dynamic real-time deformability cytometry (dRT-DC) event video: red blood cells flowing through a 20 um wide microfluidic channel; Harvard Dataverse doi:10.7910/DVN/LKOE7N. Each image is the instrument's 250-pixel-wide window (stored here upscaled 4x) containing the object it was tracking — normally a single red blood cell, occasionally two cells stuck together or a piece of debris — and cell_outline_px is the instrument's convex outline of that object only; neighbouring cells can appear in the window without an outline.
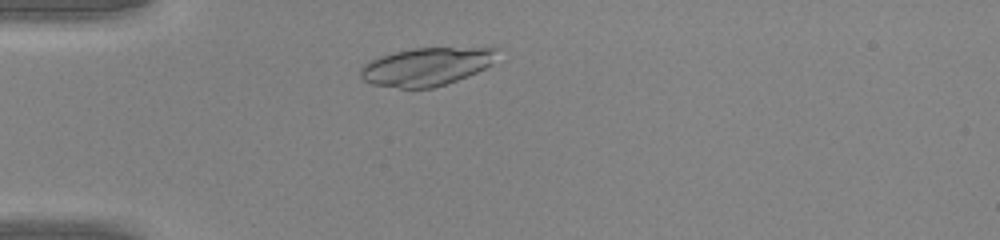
{"species": "common noctule bat (a hibernating species)", "species_latin": "Nyctalus noctula", "temperature_condition": "warm", "stored_images_in_passage": 32, "camera_frame_rate_fps": 3000, "um_per_image_px": 0.085, "animal": {"sex": "male", "body_mass_g": 20.0, "forearm_length_mm": 53.3}, "frame": {"image": 1, "passage_image": 5, "time_ms": 1.333, "image_size_px": [1000, 240], "cell_outline_px": [[500, 48], [492, 64], [468, 76], [432, 88], [400, 88], [372, 84], [364, 80], [360, 76], [360, 68], [368, 60], [380, 56], [396, 52], [416, 48], [492, 44]], "centroid_in_image_um": [36.37, 5.6], "position_along_channel_um": 48.6, "area_um2": 31.33}}
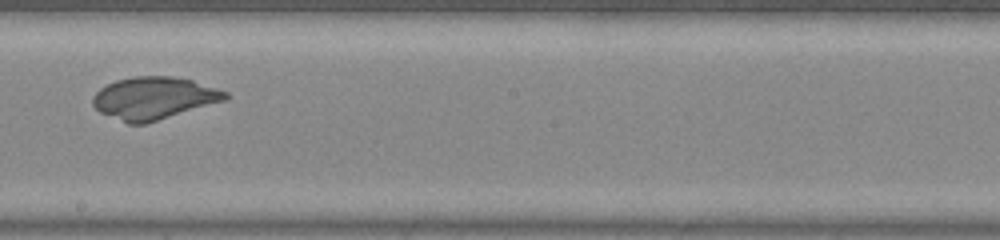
{"frame": {"image": 2, "passage_image": 19, "time_ms": 6.0, "image_size_px": [1000, 240], "cell_outline_px": [[232, 96], [224, 100], [144, 124], [128, 124], [100, 112], [92, 104], [92, 96], [100, 88], [116, 80], [136, 76], [172, 76], [192, 80], [228, 92]], "centroid_in_image_um": [13.06, 8.33], "position_along_channel_um": 235.1, "area_um2": 32.43}}
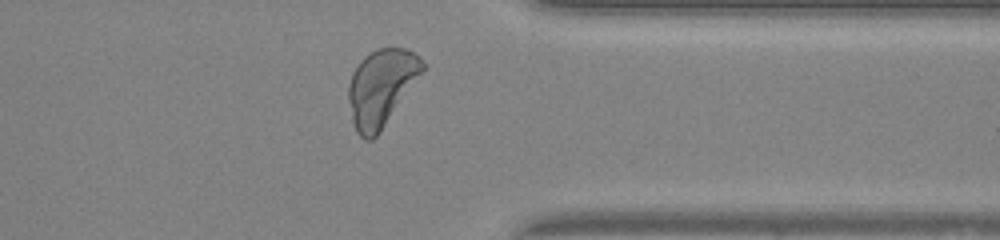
{"frame": {"image": 3, "passage_image": 29, "time_ms": 9.333, "image_size_px": [1000, 240], "cell_outline_px": [[424, 68], [380, 132], [372, 140], [364, 140], [356, 132], [352, 120], [348, 100], [348, 84], [352, 72], [360, 60], [364, 56], [376, 48], [404, 48], [420, 56], [424, 64]], "centroid_in_image_um": [32.36, 7.44], "position_along_channel_um": 379.0, "area_um2": 32.71}}